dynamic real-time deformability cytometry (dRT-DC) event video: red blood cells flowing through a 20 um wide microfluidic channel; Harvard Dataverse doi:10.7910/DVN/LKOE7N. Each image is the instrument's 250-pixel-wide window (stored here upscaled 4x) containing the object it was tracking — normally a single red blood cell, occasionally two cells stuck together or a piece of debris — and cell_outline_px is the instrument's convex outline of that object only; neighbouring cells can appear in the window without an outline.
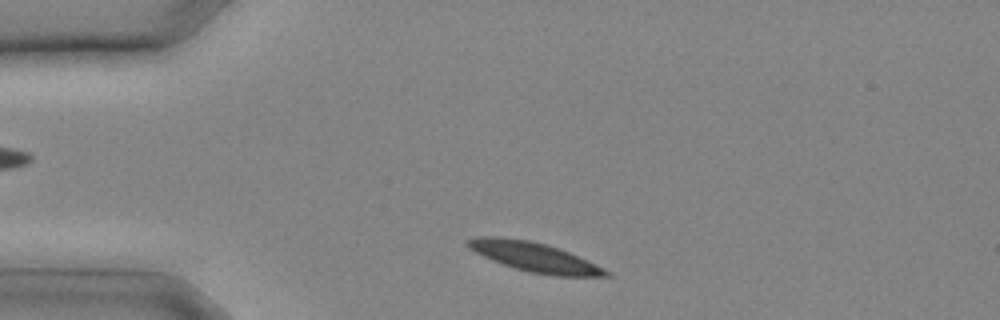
{"species": "common noctule bat (a hibernating species)", "species_latin": "Nyctalus noctula", "temperature_condition": "cold", "stored_images_in_passage": 9, "camera_frame_rate_fps": 3000, "um_per_image_px": 0.085, "animal": {"sex": "male", "body_mass_g": 20.4}, "frame": {"image": 1, "passage_image": 2, "time_ms": 0.333, "image_size_px": [1000, 320], "cell_outline_px": [[612, 276], [556, 276], [532, 272], [516, 268], [492, 260], [468, 248], [464, 240], [480, 236], [496, 236], [528, 240], [560, 248], [588, 260], [612, 272]], "centroid_in_image_um": [45.45, 21.84], "position_along_channel_um": 39.6, "area_um2": 23.52}}
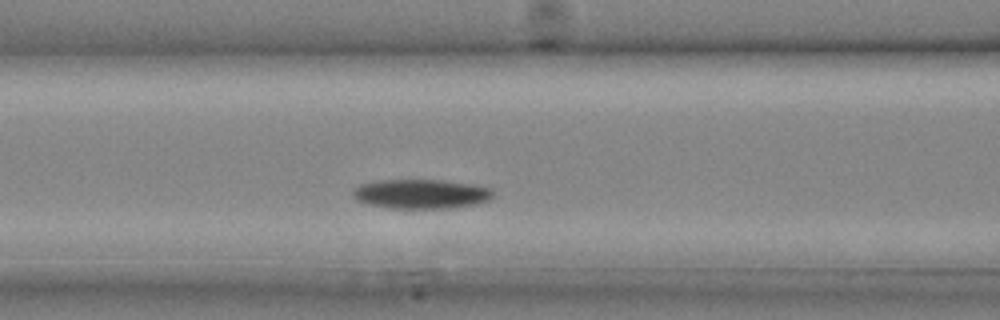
{"frame": {"image": 2, "passage_image": 7, "time_ms": 2.0, "image_size_px": [1000, 320], "cell_outline_px": [[492, 196], [488, 200], [476, 204], [448, 208], [392, 208], [368, 204], [352, 196], [352, 192], [360, 184], [380, 180], [440, 180], [472, 184], [492, 188]], "centroid_in_image_um": [35.8, 16.48], "position_along_channel_um": 130.8, "area_um2": 23.76}}
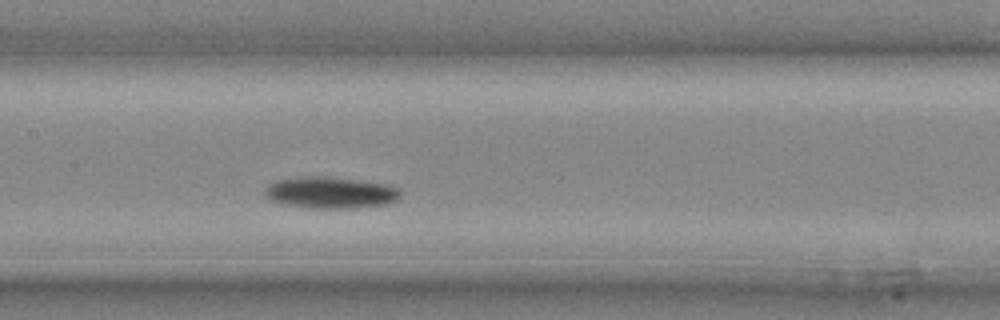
{"frame": {"image": 3, "passage_image": 9, "time_ms": 2.667, "image_size_px": [1000, 320], "cell_outline_px": [[400, 196], [396, 200], [388, 204], [356, 208], [308, 208], [288, 204], [272, 200], [268, 196], [268, 184], [276, 180], [304, 176], [324, 176], [360, 180], [384, 184], [400, 188]], "centroid_in_image_um": [28.16, 16.37], "position_along_channel_um": 179.2, "area_um2": 24.68}}